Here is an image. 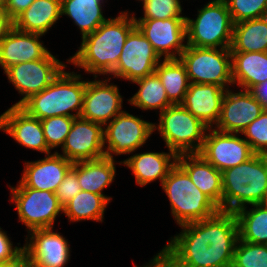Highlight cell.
<instances>
[{"label":"cell","instance_id":"6da1fadb","mask_svg":"<svg viewBox=\"0 0 267 267\" xmlns=\"http://www.w3.org/2000/svg\"><path fill=\"white\" fill-rule=\"evenodd\" d=\"M181 232L164 246L171 267H232L239 239L234 212L215 215L180 226Z\"/></svg>","mask_w":267,"mask_h":267},{"label":"cell","instance_id":"7a4b0ae2","mask_svg":"<svg viewBox=\"0 0 267 267\" xmlns=\"http://www.w3.org/2000/svg\"><path fill=\"white\" fill-rule=\"evenodd\" d=\"M120 12L116 18H109L94 32L82 38L78 51L67 59L75 67L87 73L107 75L113 72L118 64L120 54L129 33L136 27L134 13ZM131 15V16H130Z\"/></svg>","mask_w":267,"mask_h":267},{"label":"cell","instance_id":"3957f363","mask_svg":"<svg viewBox=\"0 0 267 267\" xmlns=\"http://www.w3.org/2000/svg\"><path fill=\"white\" fill-rule=\"evenodd\" d=\"M222 174V211L236 212L246 205L265 203L267 197V155L249 160Z\"/></svg>","mask_w":267,"mask_h":267},{"label":"cell","instance_id":"277c9868","mask_svg":"<svg viewBox=\"0 0 267 267\" xmlns=\"http://www.w3.org/2000/svg\"><path fill=\"white\" fill-rule=\"evenodd\" d=\"M81 79V74L66 72L64 68L50 85L20 107L40 120L54 116L79 117L87 82Z\"/></svg>","mask_w":267,"mask_h":267},{"label":"cell","instance_id":"5b68a950","mask_svg":"<svg viewBox=\"0 0 267 267\" xmlns=\"http://www.w3.org/2000/svg\"><path fill=\"white\" fill-rule=\"evenodd\" d=\"M169 198L171 214L179 226L209 218L220 208L191 181L176 163L161 184Z\"/></svg>","mask_w":267,"mask_h":267},{"label":"cell","instance_id":"8992f818","mask_svg":"<svg viewBox=\"0 0 267 267\" xmlns=\"http://www.w3.org/2000/svg\"><path fill=\"white\" fill-rule=\"evenodd\" d=\"M159 120L158 125L154 123L153 128L154 131H159L168 150L177 156L201 151L209 127L181 104L167 107L159 113Z\"/></svg>","mask_w":267,"mask_h":267},{"label":"cell","instance_id":"52a82bcc","mask_svg":"<svg viewBox=\"0 0 267 267\" xmlns=\"http://www.w3.org/2000/svg\"><path fill=\"white\" fill-rule=\"evenodd\" d=\"M197 12L195 19H185L186 44L193 47L230 48L234 23L225 0H211Z\"/></svg>","mask_w":267,"mask_h":267},{"label":"cell","instance_id":"ba28073f","mask_svg":"<svg viewBox=\"0 0 267 267\" xmlns=\"http://www.w3.org/2000/svg\"><path fill=\"white\" fill-rule=\"evenodd\" d=\"M179 59L186 68L190 83L214 84L224 89L233 85L230 48L187 45Z\"/></svg>","mask_w":267,"mask_h":267},{"label":"cell","instance_id":"9c48e42d","mask_svg":"<svg viewBox=\"0 0 267 267\" xmlns=\"http://www.w3.org/2000/svg\"><path fill=\"white\" fill-rule=\"evenodd\" d=\"M9 187L10 202L16 204L19 220L27 227L28 232L53 227L57 216L60 212L63 213V207L53 192L27 186Z\"/></svg>","mask_w":267,"mask_h":267},{"label":"cell","instance_id":"30bf717a","mask_svg":"<svg viewBox=\"0 0 267 267\" xmlns=\"http://www.w3.org/2000/svg\"><path fill=\"white\" fill-rule=\"evenodd\" d=\"M153 125L123 110L104 126L105 155L114 159V155L133 154L153 134Z\"/></svg>","mask_w":267,"mask_h":267},{"label":"cell","instance_id":"8fae6325","mask_svg":"<svg viewBox=\"0 0 267 267\" xmlns=\"http://www.w3.org/2000/svg\"><path fill=\"white\" fill-rule=\"evenodd\" d=\"M67 65L51 52L42 59L23 62L9 67L4 74L18 93L23 96L12 106H21L32 95L40 93L66 68Z\"/></svg>","mask_w":267,"mask_h":267},{"label":"cell","instance_id":"7c38bea8","mask_svg":"<svg viewBox=\"0 0 267 267\" xmlns=\"http://www.w3.org/2000/svg\"><path fill=\"white\" fill-rule=\"evenodd\" d=\"M161 59L163 58L155 52L152 44L135 27L126 39L118 64L111 76L134 82L154 73Z\"/></svg>","mask_w":267,"mask_h":267},{"label":"cell","instance_id":"4fadbf2b","mask_svg":"<svg viewBox=\"0 0 267 267\" xmlns=\"http://www.w3.org/2000/svg\"><path fill=\"white\" fill-rule=\"evenodd\" d=\"M238 133H227L208 128L199 152L216 169L223 172L246 162L256 153Z\"/></svg>","mask_w":267,"mask_h":267},{"label":"cell","instance_id":"5bb4252c","mask_svg":"<svg viewBox=\"0 0 267 267\" xmlns=\"http://www.w3.org/2000/svg\"><path fill=\"white\" fill-rule=\"evenodd\" d=\"M186 18L137 19L135 25L146 39L152 44L153 49L164 59H179L187 44Z\"/></svg>","mask_w":267,"mask_h":267},{"label":"cell","instance_id":"9a60e30c","mask_svg":"<svg viewBox=\"0 0 267 267\" xmlns=\"http://www.w3.org/2000/svg\"><path fill=\"white\" fill-rule=\"evenodd\" d=\"M53 230V227L34 229L25 238L24 257L37 267H65L70 261L69 242Z\"/></svg>","mask_w":267,"mask_h":267},{"label":"cell","instance_id":"2e32d148","mask_svg":"<svg viewBox=\"0 0 267 267\" xmlns=\"http://www.w3.org/2000/svg\"><path fill=\"white\" fill-rule=\"evenodd\" d=\"M62 153L72 162L102 158L104 152V127L101 124L75 117L68 136L62 146Z\"/></svg>","mask_w":267,"mask_h":267},{"label":"cell","instance_id":"e0dca14e","mask_svg":"<svg viewBox=\"0 0 267 267\" xmlns=\"http://www.w3.org/2000/svg\"><path fill=\"white\" fill-rule=\"evenodd\" d=\"M87 81L80 116L105 126L122 112L123 98L110 78ZM110 83V84H109Z\"/></svg>","mask_w":267,"mask_h":267},{"label":"cell","instance_id":"ac0fdd59","mask_svg":"<svg viewBox=\"0 0 267 267\" xmlns=\"http://www.w3.org/2000/svg\"><path fill=\"white\" fill-rule=\"evenodd\" d=\"M263 111V106L249 90L242 89L234 93L226 89L220 118L213 128L221 132L240 134Z\"/></svg>","mask_w":267,"mask_h":267},{"label":"cell","instance_id":"d6986e66","mask_svg":"<svg viewBox=\"0 0 267 267\" xmlns=\"http://www.w3.org/2000/svg\"><path fill=\"white\" fill-rule=\"evenodd\" d=\"M0 130L13 137L19 145L46 155L51 154L45 141L41 120L30 116L20 106H11L0 115Z\"/></svg>","mask_w":267,"mask_h":267},{"label":"cell","instance_id":"ffe728a7","mask_svg":"<svg viewBox=\"0 0 267 267\" xmlns=\"http://www.w3.org/2000/svg\"><path fill=\"white\" fill-rule=\"evenodd\" d=\"M72 165V161L67 160L57 151L46 155L43 159L27 161L17 186H27L55 193Z\"/></svg>","mask_w":267,"mask_h":267},{"label":"cell","instance_id":"44dd1931","mask_svg":"<svg viewBox=\"0 0 267 267\" xmlns=\"http://www.w3.org/2000/svg\"><path fill=\"white\" fill-rule=\"evenodd\" d=\"M41 36L13 26L0 41V66L4 72L13 65L45 58L50 51L39 39Z\"/></svg>","mask_w":267,"mask_h":267},{"label":"cell","instance_id":"7402d4cb","mask_svg":"<svg viewBox=\"0 0 267 267\" xmlns=\"http://www.w3.org/2000/svg\"><path fill=\"white\" fill-rule=\"evenodd\" d=\"M226 89L214 84L190 83L181 105L207 127L219 121Z\"/></svg>","mask_w":267,"mask_h":267},{"label":"cell","instance_id":"603a6c76","mask_svg":"<svg viewBox=\"0 0 267 267\" xmlns=\"http://www.w3.org/2000/svg\"><path fill=\"white\" fill-rule=\"evenodd\" d=\"M177 163L188 173L191 181L222 211V174L200 153L181 154Z\"/></svg>","mask_w":267,"mask_h":267},{"label":"cell","instance_id":"cb8c5ba5","mask_svg":"<svg viewBox=\"0 0 267 267\" xmlns=\"http://www.w3.org/2000/svg\"><path fill=\"white\" fill-rule=\"evenodd\" d=\"M177 163V155L170 151L135 153L119 164L132 170L136 184L141 187L159 180L162 184L171 168Z\"/></svg>","mask_w":267,"mask_h":267},{"label":"cell","instance_id":"d4e9b609","mask_svg":"<svg viewBox=\"0 0 267 267\" xmlns=\"http://www.w3.org/2000/svg\"><path fill=\"white\" fill-rule=\"evenodd\" d=\"M232 80L243 90L267 80V52H231Z\"/></svg>","mask_w":267,"mask_h":267},{"label":"cell","instance_id":"484cf974","mask_svg":"<svg viewBox=\"0 0 267 267\" xmlns=\"http://www.w3.org/2000/svg\"><path fill=\"white\" fill-rule=\"evenodd\" d=\"M61 16V0H35L13 21V26L22 32L44 35Z\"/></svg>","mask_w":267,"mask_h":267},{"label":"cell","instance_id":"4316f807","mask_svg":"<svg viewBox=\"0 0 267 267\" xmlns=\"http://www.w3.org/2000/svg\"><path fill=\"white\" fill-rule=\"evenodd\" d=\"M116 161L107 156L94 160L77 162V177L82 191L104 195L110 202L112 197L103 194V190L115 179Z\"/></svg>","mask_w":267,"mask_h":267},{"label":"cell","instance_id":"83f0119b","mask_svg":"<svg viewBox=\"0 0 267 267\" xmlns=\"http://www.w3.org/2000/svg\"><path fill=\"white\" fill-rule=\"evenodd\" d=\"M104 0H61V15H67L80 29L82 37L106 22L102 11Z\"/></svg>","mask_w":267,"mask_h":267},{"label":"cell","instance_id":"f1b7e54d","mask_svg":"<svg viewBox=\"0 0 267 267\" xmlns=\"http://www.w3.org/2000/svg\"><path fill=\"white\" fill-rule=\"evenodd\" d=\"M231 52H267V16L234 24Z\"/></svg>","mask_w":267,"mask_h":267},{"label":"cell","instance_id":"f546056e","mask_svg":"<svg viewBox=\"0 0 267 267\" xmlns=\"http://www.w3.org/2000/svg\"><path fill=\"white\" fill-rule=\"evenodd\" d=\"M234 212L239 239L245 242L265 244L267 242V204L250 205Z\"/></svg>","mask_w":267,"mask_h":267},{"label":"cell","instance_id":"4dcf8cb0","mask_svg":"<svg viewBox=\"0 0 267 267\" xmlns=\"http://www.w3.org/2000/svg\"><path fill=\"white\" fill-rule=\"evenodd\" d=\"M155 72L172 104H181L188 91L189 79L186 68L180 59H163L156 66Z\"/></svg>","mask_w":267,"mask_h":267},{"label":"cell","instance_id":"1f68e13d","mask_svg":"<svg viewBox=\"0 0 267 267\" xmlns=\"http://www.w3.org/2000/svg\"><path fill=\"white\" fill-rule=\"evenodd\" d=\"M108 204L104 195L81 190L63 207V213L71 223L82 220L103 222Z\"/></svg>","mask_w":267,"mask_h":267},{"label":"cell","instance_id":"d6a6232c","mask_svg":"<svg viewBox=\"0 0 267 267\" xmlns=\"http://www.w3.org/2000/svg\"><path fill=\"white\" fill-rule=\"evenodd\" d=\"M132 83L139 86V90L128 102L141 110H160L161 113L172 103L167 98L166 90L156 72L138 79Z\"/></svg>","mask_w":267,"mask_h":267},{"label":"cell","instance_id":"836d02e7","mask_svg":"<svg viewBox=\"0 0 267 267\" xmlns=\"http://www.w3.org/2000/svg\"><path fill=\"white\" fill-rule=\"evenodd\" d=\"M232 267H267L266 246L238 239Z\"/></svg>","mask_w":267,"mask_h":267},{"label":"cell","instance_id":"e575fe53","mask_svg":"<svg viewBox=\"0 0 267 267\" xmlns=\"http://www.w3.org/2000/svg\"><path fill=\"white\" fill-rule=\"evenodd\" d=\"M75 117L54 116L41 120L46 144L50 150L63 146Z\"/></svg>","mask_w":267,"mask_h":267},{"label":"cell","instance_id":"d590c367","mask_svg":"<svg viewBox=\"0 0 267 267\" xmlns=\"http://www.w3.org/2000/svg\"><path fill=\"white\" fill-rule=\"evenodd\" d=\"M233 23L267 16V0H225Z\"/></svg>","mask_w":267,"mask_h":267},{"label":"cell","instance_id":"8d00e7d4","mask_svg":"<svg viewBox=\"0 0 267 267\" xmlns=\"http://www.w3.org/2000/svg\"><path fill=\"white\" fill-rule=\"evenodd\" d=\"M144 17L138 19L186 18L180 0H143Z\"/></svg>","mask_w":267,"mask_h":267},{"label":"cell","instance_id":"74e56055","mask_svg":"<svg viewBox=\"0 0 267 267\" xmlns=\"http://www.w3.org/2000/svg\"><path fill=\"white\" fill-rule=\"evenodd\" d=\"M256 154L267 155V110L249 124L241 133Z\"/></svg>","mask_w":267,"mask_h":267},{"label":"cell","instance_id":"f35d334b","mask_svg":"<svg viewBox=\"0 0 267 267\" xmlns=\"http://www.w3.org/2000/svg\"><path fill=\"white\" fill-rule=\"evenodd\" d=\"M80 191L81 187L77 177V162H73L64 180L57 187L55 195L58 198L59 204L64 207Z\"/></svg>","mask_w":267,"mask_h":267},{"label":"cell","instance_id":"ab89813d","mask_svg":"<svg viewBox=\"0 0 267 267\" xmlns=\"http://www.w3.org/2000/svg\"><path fill=\"white\" fill-rule=\"evenodd\" d=\"M7 232L0 227V263L18 262L24 256L23 247H13Z\"/></svg>","mask_w":267,"mask_h":267},{"label":"cell","instance_id":"60d3db41","mask_svg":"<svg viewBox=\"0 0 267 267\" xmlns=\"http://www.w3.org/2000/svg\"><path fill=\"white\" fill-rule=\"evenodd\" d=\"M35 0H7L5 12L7 16L14 21L22 12H24Z\"/></svg>","mask_w":267,"mask_h":267},{"label":"cell","instance_id":"b9f144b4","mask_svg":"<svg viewBox=\"0 0 267 267\" xmlns=\"http://www.w3.org/2000/svg\"><path fill=\"white\" fill-rule=\"evenodd\" d=\"M135 267L141 266L135 265ZM142 267H171V260L168 250L163 247V249L149 261V263Z\"/></svg>","mask_w":267,"mask_h":267},{"label":"cell","instance_id":"7bdbcfd3","mask_svg":"<svg viewBox=\"0 0 267 267\" xmlns=\"http://www.w3.org/2000/svg\"><path fill=\"white\" fill-rule=\"evenodd\" d=\"M250 92L261 103L264 110H267V80L254 86Z\"/></svg>","mask_w":267,"mask_h":267},{"label":"cell","instance_id":"ee69618b","mask_svg":"<svg viewBox=\"0 0 267 267\" xmlns=\"http://www.w3.org/2000/svg\"><path fill=\"white\" fill-rule=\"evenodd\" d=\"M13 27V21L7 16L4 6H0V41Z\"/></svg>","mask_w":267,"mask_h":267},{"label":"cell","instance_id":"f6af8a7d","mask_svg":"<svg viewBox=\"0 0 267 267\" xmlns=\"http://www.w3.org/2000/svg\"><path fill=\"white\" fill-rule=\"evenodd\" d=\"M17 267H37L29 262L24 256L17 262Z\"/></svg>","mask_w":267,"mask_h":267},{"label":"cell","instance_id":"bcb514c9","mask_svg":"<svg viewBox=\"0 0 267 267\" xmlns=\"http://www.w3.org/2000/svg\"><path fill=\"white\" fill-rule=\"evenodd\" d=\"M0 267H17V262L0 263Z\"/></svg>","mask_w":267,"mask_h":267},{"label":"cell","instance_id":"7dc6e473","mask_svg":"<svg viewBox=\"0 0 267 267\" xmlns=\"http://www.w3.org/2000/svg\"><path fill=\"white\" fill-rule=\"evenodd\" d=\"M6 3H7V0H0V6H5Z\"/></svg>","mask_w":267,"mask_h":267}]
</instances>
